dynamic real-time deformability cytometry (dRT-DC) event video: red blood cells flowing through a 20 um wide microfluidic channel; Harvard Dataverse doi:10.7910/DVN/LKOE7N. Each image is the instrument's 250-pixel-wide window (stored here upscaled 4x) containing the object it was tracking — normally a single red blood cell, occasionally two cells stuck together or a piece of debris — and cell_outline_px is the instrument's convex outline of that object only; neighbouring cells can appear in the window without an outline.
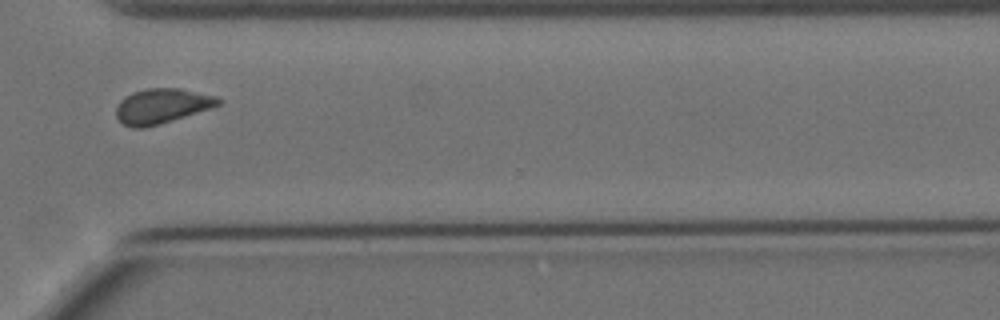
{"species": "Egyptian fruit bat (a non-hibernating species)", "species_latin": "Rousettus aegyptiacus", "temperature_condition": "cold", "stored_images_in_passage": 15, "camera_frame_rate_fps": 3000, "um_per_image_px": 0.085, "animal": {"sex": "female"}, "frame": {"image": 1, "passage_image": 11, "time_ms": 12.667, "image_size_px": [1000, 320], "cell_outline_px": [[220, 104], [212, 108], [160, 124], [140, 128], [132, 128], [124, 124], [116, 116], [116, 108], [120, 100], [132, 92], [148, 88], [180, 88], [216, 96], [220, 100]], "centroid_in_image_um": [13.75, 9.01], "position_along_channel_um": 356.8, "area_um2": 20.69}}
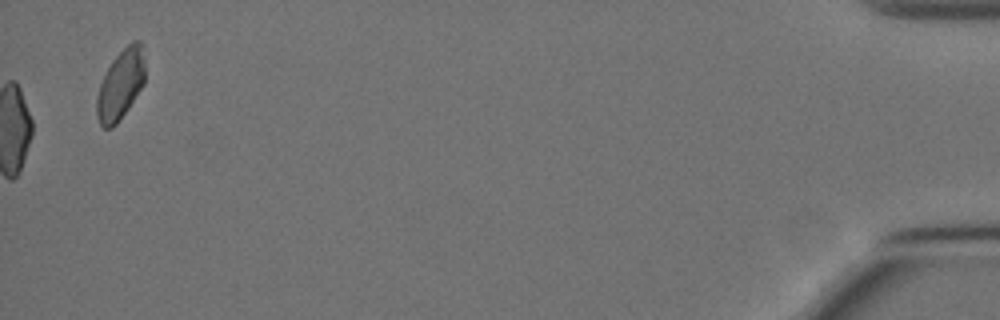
{"frame": {"image": 2, "passage_image": 15, "time_ms": 17.333, "image_size_px": [1000, 320], "cell_outline_px": [[144, 84], [128, 108], [116, 124], [112, 128], [104, 128], [100, 124], [96, 116], [96, 96], [100, 84], [112, 60], [132, 40], [140, 40], [144, 60]], "centroid_in_image_um": [10.24, 7.2], "position_along_channel_um": 425.0, "area_um2": 19.48}, "authors_computed_cell_mechanics": {"area_um2": 21.8484, "velocity_mm_per_s": 3.467, "shape_relaxation_time_tau1_ms": 4.4814, "shape_relaxation_time_tau2_ms": 0.7298, "deformation_change_tau1": 0.0913, "deformation_change_tau2": 0.038}}